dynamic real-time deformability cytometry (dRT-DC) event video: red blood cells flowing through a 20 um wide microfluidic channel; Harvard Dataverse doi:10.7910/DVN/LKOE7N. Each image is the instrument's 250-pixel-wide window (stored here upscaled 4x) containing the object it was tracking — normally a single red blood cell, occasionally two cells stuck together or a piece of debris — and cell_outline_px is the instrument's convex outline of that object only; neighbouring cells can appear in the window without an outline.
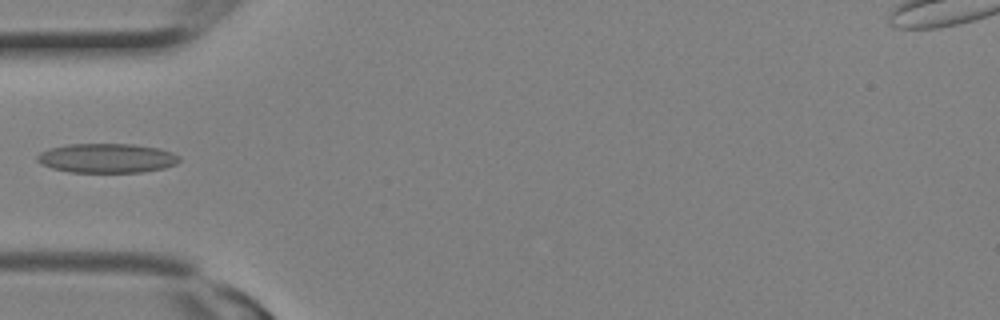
{"species": "Egyptian fruit bat (a non-hibernating species)", "species_latin": "Rousettus aegyptiacus", "temperature_condition": "room temperature", "stored_images_in_passage": 3, "camera_frame_rate_fps": 3000, "um_per_image_px": 0.085, "animal": {"sex": "female"}, "frame": {"image": 1, "passage_image": 3, "time_ms": 0.667, "image_size_px": [1000, 320], "cell_outline_px": [[180, 160], [176, 164], [164, 168], [140, 172], [68, 172], [52, 168], [40, 164], [36, 160], [36, 156], [40, 152], [52, 148], [68, 144], [132, 144], [160, 148], [172, 152], [180, 156]], "centroid_in_image_um": [9.08, 13.44], "position_along_channel_um": 75.9, "area_um2": 24.39}}